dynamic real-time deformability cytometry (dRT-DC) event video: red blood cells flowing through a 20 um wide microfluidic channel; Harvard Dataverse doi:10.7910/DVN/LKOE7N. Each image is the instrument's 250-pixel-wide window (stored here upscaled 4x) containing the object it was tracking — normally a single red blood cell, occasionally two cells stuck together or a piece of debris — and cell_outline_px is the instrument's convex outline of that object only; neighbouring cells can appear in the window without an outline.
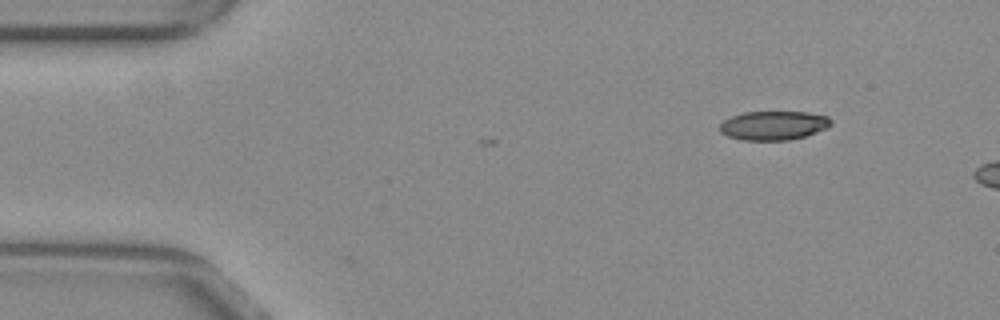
{"species": "common noctule bat (a hibernating species)", "species_latin": "Nyctalus noctula", "temperature_condition": "warm", "stored_images_in_passage": 6, "camera_frame_rate_fps": 3000, "um_per_image_px": 0.085, "animal": {"sex": "female", "body_mass_g": 29.2, "forearm_length_mm": 56.3}, "frame": {"image": 1, "passage_image": 1, "time_ms": 0.0, "image_size_px": [1000, 320], "cell_outline_px": [[832, 124], [828, 128], [804, 136], [788, 140], [744, 140], [728, 136], [720, 132], [720, 124], [724, 120], [732, 116], [744, 112], [808, 112], [828, 116], [832, 120]], "centroid_in_image_um": [65.78, 10.66], "position_along_channel_um": 19.2, "area_um2": 18.79}}